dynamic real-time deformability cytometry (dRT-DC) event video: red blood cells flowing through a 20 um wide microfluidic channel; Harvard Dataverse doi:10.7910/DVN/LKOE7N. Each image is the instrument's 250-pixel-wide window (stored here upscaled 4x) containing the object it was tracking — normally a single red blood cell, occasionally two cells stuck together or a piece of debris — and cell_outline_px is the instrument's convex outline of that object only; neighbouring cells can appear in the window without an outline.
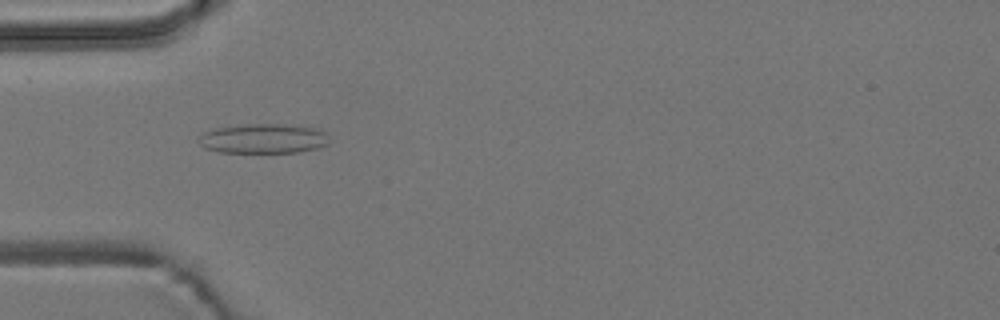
{"species": "common noctule bat (a hibernating species)", "species_latin": "Nyctalus noctula", "temperature_condition": "room temperature", "stored_images_in_passage": 4, "camera_frame_rate_fps": 3000, "um_per_image_px": 0.085, "animal": {"sex": "male", "body_mass_g": 19.2, "forearm_length_mm": 51.8}, "frame": {"image": 1, "passage_image": 3, "time_ms": 2.333, "image_size_px": [1000, 320], "cell_outline_px": [[328, 144], [316, 148], [300, 152], [220, 152], [204, 148], [196, 140], [204, 132], [212, 128], [248, 124], [284, 124], [320, 128], [328, 132]], "centroid_in_image_um": [22.4, 11.77], "position_along_channel_um": 62.6, "area_um2": 22.83}}